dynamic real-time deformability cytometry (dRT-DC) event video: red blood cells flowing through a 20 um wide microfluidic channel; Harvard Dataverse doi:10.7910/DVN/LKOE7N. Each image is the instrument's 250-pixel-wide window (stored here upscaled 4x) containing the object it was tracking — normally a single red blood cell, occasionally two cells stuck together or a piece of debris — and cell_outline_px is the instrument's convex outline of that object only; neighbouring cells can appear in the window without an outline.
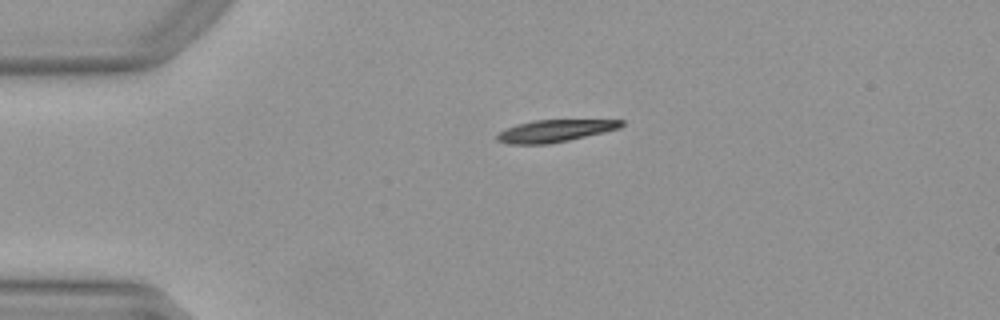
{"species": "Egyptian fruit bat (a non-hibernating species)", "species_latin": "Rousettus aegyptiacus", "temperature_condition": "warm", "stored_images_in_passage": 9, "camera_frame_rate_fps": 3000, "um_per_image_px": 0.085, "animal": {"sex": "female"}, "frame": {"image": 1, "passage_image": 1, "time_ms": 0.0, "image_size_px": [1000, 320], "cell_outline_px": [[624, 124], [620, 128], [604, 132], [568, 140], [548, 144], [508, 144], [496, 140], [496, 136], [504, 128], [516, 124], [532, 120], [624, 120]], "centroid_in_image_um": [47.12, 11.12], "position_along_channel_um": 37.9, "area_um2": 16.07}}
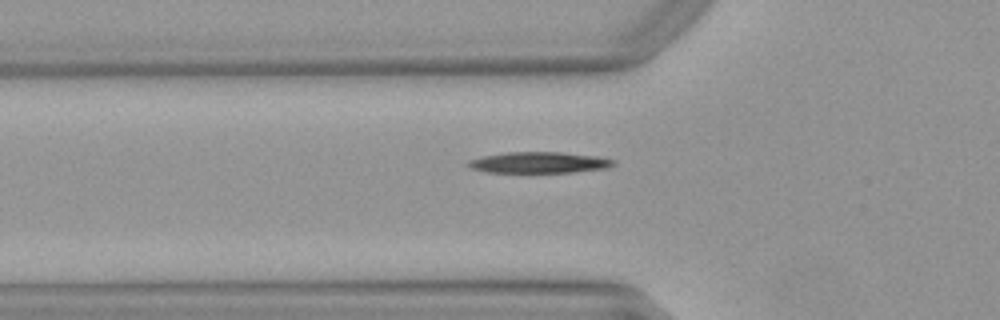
{"frame": {"image": 2, "passage_image": 7, "time_ms": 2.0, "image_size_px": [1000, 320], "cell_outline_px": [[616, 164], [608, 168], [572, 172], [484, 172], [472, 168], [464, 164], [468, 160], [480, 156], [508, 152], [560, 152], [596, 156], [616, 160]], "centroid_in_image_um": [45.79, 13.81], "position_along_channel_um": 80.0, "area_um2": 17.98}}